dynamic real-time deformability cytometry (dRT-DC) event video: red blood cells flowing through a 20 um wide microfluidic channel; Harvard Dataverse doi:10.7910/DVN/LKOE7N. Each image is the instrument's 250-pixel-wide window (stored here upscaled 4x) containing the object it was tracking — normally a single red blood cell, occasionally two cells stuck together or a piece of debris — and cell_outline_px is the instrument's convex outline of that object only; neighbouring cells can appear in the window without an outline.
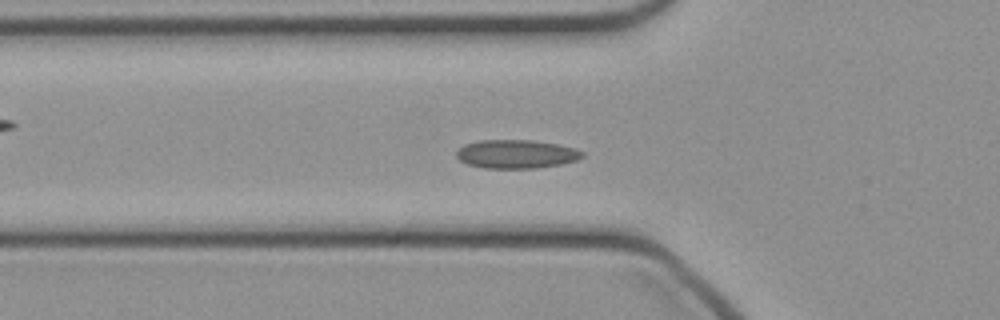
{"species": "common noctule bat (a hibernating species)", "species_latin": "Nyctalus noctula", "temperature_condition": "cold", "stored_images_in_passage": 48, "camera_frame_rate_fps": 3000, "um_per_image_px": 0.085, "animal": {"sex": "female", "body_mass_g": 21.9}, "frame": {"image": 1, "passage_image": 16, "time_ms": 5.0, "image_size_px": [1000, 320], "cell_outline_px": [[584, 156], [576, 160], [560, 164], [536, 168], [484, 168], [468, 164], [460, 160], [456, 156], [456, 152], [464, 144], [480, 140], [532, 140], [556, 144], [572, 148], [584, 152]], "centroid_in_image_um": [43.86, 13.09], "position_along_channel_um": 81.9, "area_um2": 20.81}}
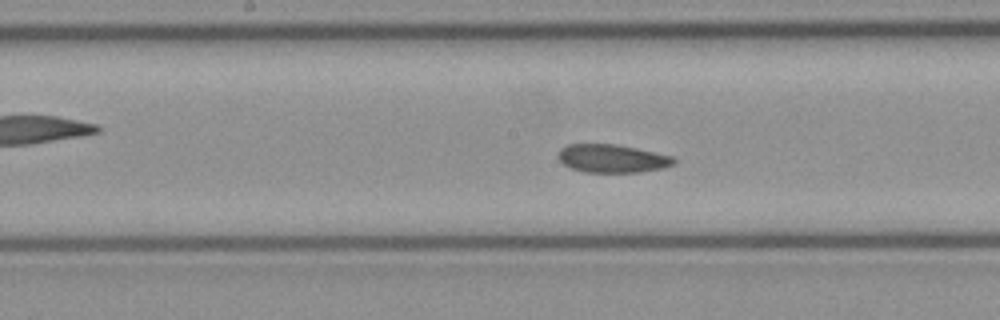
{"frame": {"image": 2, "passage_image": 24, "time_ms": 7.667, "image_size_px": [1000, 320], "cell_outline_px": [[676, 164], [664, 168], [640, 172], [584, 172], [572, 168], [564, 164], [556, 156], [560, 148], [568, 144], [616, 144], [636, 148], [672, 156], [676, 160]], "centroid_in_image_um": [52.04, 13.47], "position_along_channel_um": 196.2, "area_um2": 19.07}}
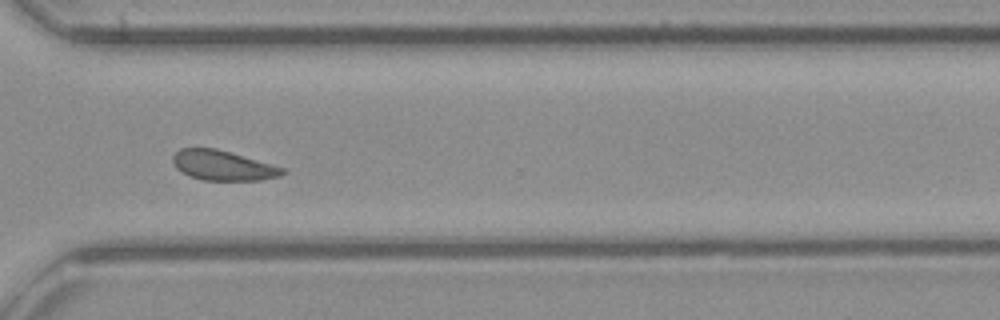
{"frame": {"image": 3, "passage_image": 35, "time_ms": 11.333, "image_size_px": [1000, 320], "cell_outline_px": [[284, 172], [280, 176], [260, 180], [204, 180], [188, 176], [176, 168], [172, 160], [172, 156], [180, 148], [216, 148], [284, 168]], "centroid_in_image_um": [18.89, 14.06], "position_along_channel_um": 351.7, "area_um2": 18.9}}